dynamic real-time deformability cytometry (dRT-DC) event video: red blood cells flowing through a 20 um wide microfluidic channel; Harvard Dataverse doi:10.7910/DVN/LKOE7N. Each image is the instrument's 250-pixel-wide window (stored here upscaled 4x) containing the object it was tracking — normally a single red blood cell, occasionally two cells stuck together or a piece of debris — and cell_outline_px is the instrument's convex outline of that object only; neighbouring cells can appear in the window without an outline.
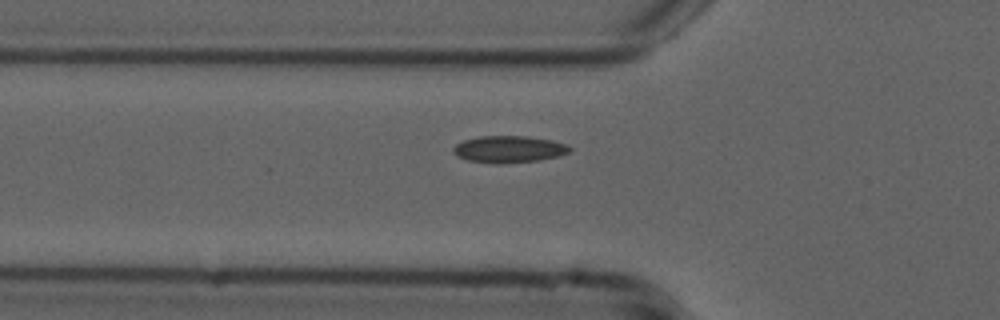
{"species": "common noctule bat (a hibernating species)", "species_latin": "Nyctalus noctula", "temperature_condition": "cold", "stored_images_in_passage": 39, "camera_frame_rate_fps": 3000, "um_per_image_px": 0.085, "animal": {"sex": "male", "forearm_length_mm": 52.5}, "frame": {"image": 1, "passage_image": 5, "time_ms": 1.333, "image_size_px": [1000, 320], "cell_outline_px": [[572, 148], [568, 152], [560, 156], [540, 160], [500, 164], [492, 164], [468, 160], [456, 156], [452, 152], [452, 148], [456, 144], [464, 140], [480, 136], [528, 136], [552, 140], [568, 144]], "centroid_in_image_um": [43.26, 12.69], "position_along_channel_um": 82.5, "area_um2": 18.5}}
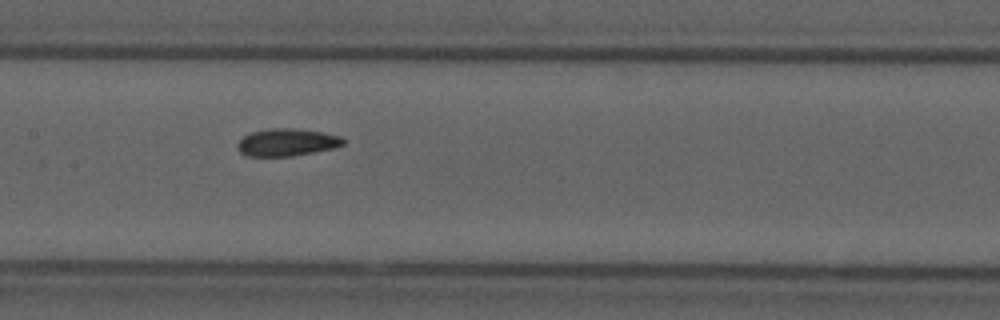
{"frame": {"image": 2, "passage_image": 13, "time_ms": 4.0, "image_size_px": [1000, 320], "cell_outline_px": [[344, 144], [336, 148], [292, 156], [248, 156], [240, 152], [236, 148], [236, 144], [244, 136], [252, 132], [268, 128], [292, 128], [324, 132], [340, 136], [344, 140]], "centroid_in_image_um": [24.39, 12.1], "position_along_channel_um": 183.0, "area_um2": 16.99}}
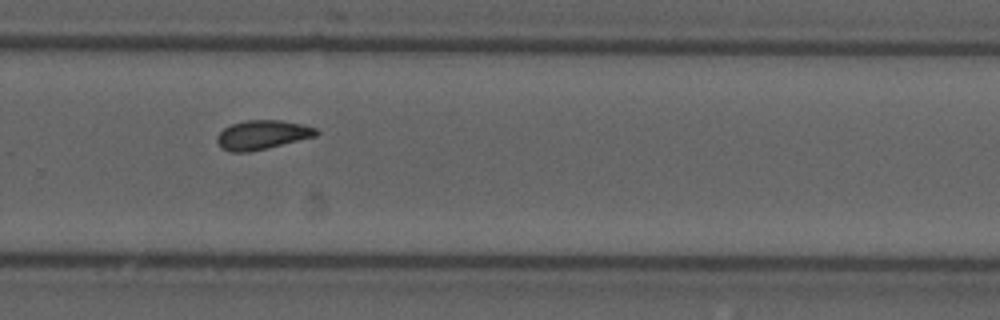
{"frame": {"image": 3, "passage_image": 23, "time_ms": 7.333, "image_size_px": [1000, 320], "cell_outline_px": [[320, 132], [316, 136], [268, 148], [248, 152], [228, 152], [220, 148], [216, 140], [216, 136], [224, 128], [232, 124], [244, 120], [280, 120], [300, 124], [316, 128]], "centroid_in_image_um": [22.26, 11.47], "position_along_channel_um": 307.5, "area_um2": 16.94}}